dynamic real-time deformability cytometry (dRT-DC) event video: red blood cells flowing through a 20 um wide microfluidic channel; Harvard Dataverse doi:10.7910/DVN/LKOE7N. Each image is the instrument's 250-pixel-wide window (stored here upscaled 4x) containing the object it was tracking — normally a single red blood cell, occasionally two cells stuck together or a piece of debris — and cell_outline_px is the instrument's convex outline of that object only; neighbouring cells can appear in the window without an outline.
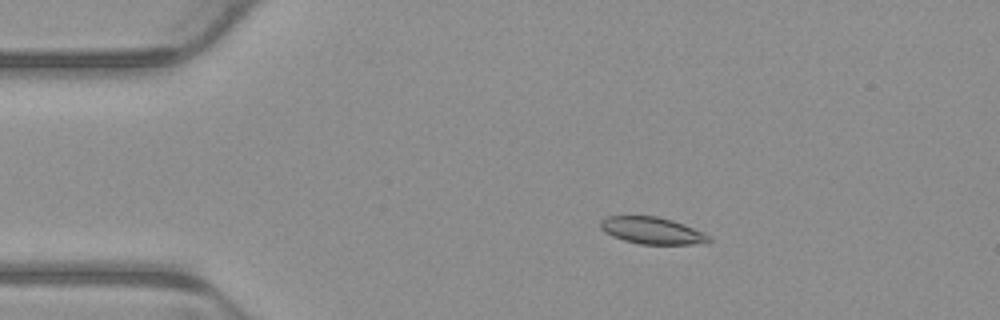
{"species": "common noctule bat (a hibernating species)", "species_latin": "Nyctalus noctula", "temperature_condition": "warm", "stored_images_in_passage": 4, "camera_frame_rate_fps": 3000, "um_per_image_px": 0.085, "animal": {"sex": "male", "body_mass_g": 23.1, "forearm_length_mm": 52.7}, "frame": {"image": 1, "passage_image": 3, "time_ms": 0.667, "image_size_px": [1000, 320], "cell_outline_px": [[712, 240], [708, 244], [640, 244], [624, 240], [612, 236], [604, 232], [600, 228], [600, 220], [604, 216], [656, 216], [672, 220], [684, 224], [704, 232], [712, 236]], "centroid_in_image_um": [55.46, 19.6], "position_along_channel_um": 29.5, "area_um2": 17.28}}